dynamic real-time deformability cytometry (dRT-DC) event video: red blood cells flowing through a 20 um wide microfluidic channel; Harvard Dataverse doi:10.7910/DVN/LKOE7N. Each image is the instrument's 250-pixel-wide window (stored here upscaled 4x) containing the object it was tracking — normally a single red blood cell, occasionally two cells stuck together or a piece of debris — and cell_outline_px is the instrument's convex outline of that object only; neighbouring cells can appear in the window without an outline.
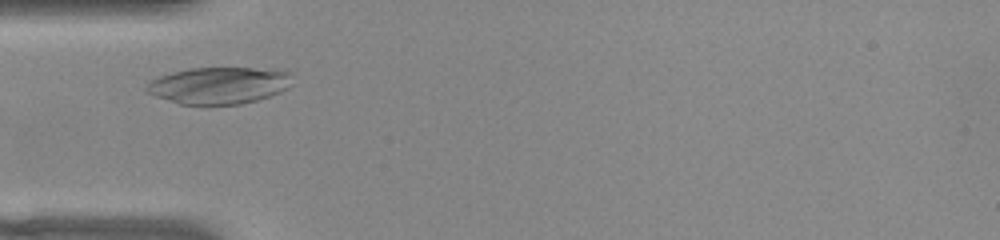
{"species": "common noctule bat (a hibernating species)", "species_latin": "Nyctalus noctula", "temperature_condition": "warm", "stored_images_in_passage": 32, "camera_frame_rate_fps": 3000, "um_per_image_px": 0.085, "animal": {"sex": "female", "body_mass_g": 22.0, "forearm_length_mm": 56.7}, "frame": {"image": 1, "passage_image": 5, "time_ms": 1.333, "image_size_px": [1000, 240], "cell_outline_px": [[292, 84], [288, 88], [280, 92], [256, 100], [240, 104], [180, 104], [156, 96], [148, 92], [144, 88], [152, 80], [160, 76], [172, 72], [188, 68], [252, 68], [288, 72]], "centroid_in_image_um": [18.59, 7.26], "position_along_channel_um": 66.4, "area_um2": 30.81}}
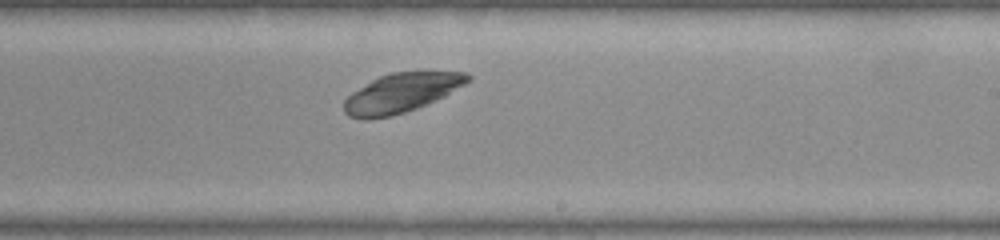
{"frame": {"image": 2, "passage_image": 20, "time_ms": 6.333, "image_size_px": [1000, 240], "cell_outline_px": [[472, 80], [444, 96], [416, 108], [392, 116], [368, 120], [364, 120], [348, 116], [344, 112], [344, 100], [352, 92], [372, 80], [380, 76], [392, 72], [416, 68], [424, 68], [468, 72], [472, 76]], "centroid_in_image_um": [34.19, 7.83], "position_along_channel_um": 254.8, "area_um2": 29.36}}
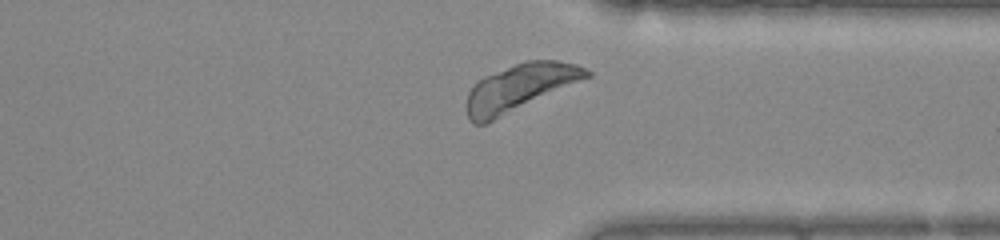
{"frame": {"image": 3, "passage_image": 29, "time_ms": 9.333, "image_size_px": [1000, 240], "cell_outline_px": [[592, 76], [484, 124], [472, 124], [468, 120], [464, 108], [468, 92], [484, 76], [524, 60], [556, 60], [576, 64], [588, 68], [592, 72]], "centroid_in_image_um": [44.18, 7.44], "position_along_channel_um": 367.2, "area_um2": 32.77}, "authors_computed_cell_mechanics": {"area_um2": 29.1312, "velocity_mm_per_s": 3.7822, "shape_relaxation_time_tau1_ms": 1.671, "shape_relaxation_time_tau2_ms": null, "deformation_change_tau1": 0.1384, "deformation_change_tau2": null}}